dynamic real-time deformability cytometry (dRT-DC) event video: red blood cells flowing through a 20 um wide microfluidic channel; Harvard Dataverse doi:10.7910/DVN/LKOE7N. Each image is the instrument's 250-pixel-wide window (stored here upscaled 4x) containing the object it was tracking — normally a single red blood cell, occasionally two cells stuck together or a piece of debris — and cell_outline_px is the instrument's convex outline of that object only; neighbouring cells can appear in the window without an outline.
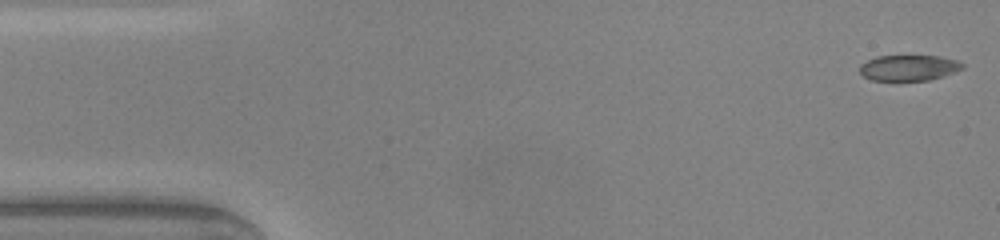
{"species": "common noctule bat (a hibernating species)", "species_latin": "Nyctalus noctula", "temperature_condition": "warm", "stored_images_in_passage": 47, "camera_frame_rate_fps": 3000, "um_per_image_px": 0.085, "animal": {"sex": "male", "body_mass_g": 20.0, "forearm_length_mm": 53.3}, "frame": {"image": 1, "passage_image": 1, "time_ms": 0.0, "image_size_px": [1000, 240], "cell_outline_px": [[964, 68], [944, 76], [928, 80], [872, 80], [864, 76], [860, 72], [860, 64], [876, 56], [940, 56], [956, 60], [964, 64]], "centroid_in_image_um": [77.26, 5.76], "position_along_channel_um": 7.7, "area_um2": 15.32}}
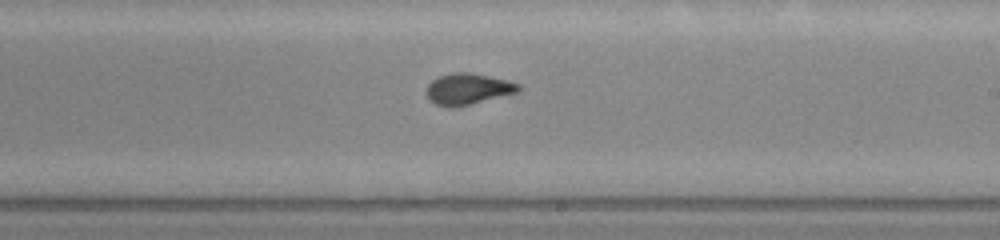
{"frame": {"image": 2, "passage_image": 27, "time_ms": 8.667, "image_size_px": [1000, 240], "cell_outline_px": [[520, 92], [468, 104], [448, 108], [436, 104], [424, 92], [428, 84], [436, 76], [452, 72], [468, 72], [508, 80], [520, 84]], "centroid_in_image_um": [39.75, 7.54], "position_along_channel_um": 249.2, "area_um2": 16.7}}
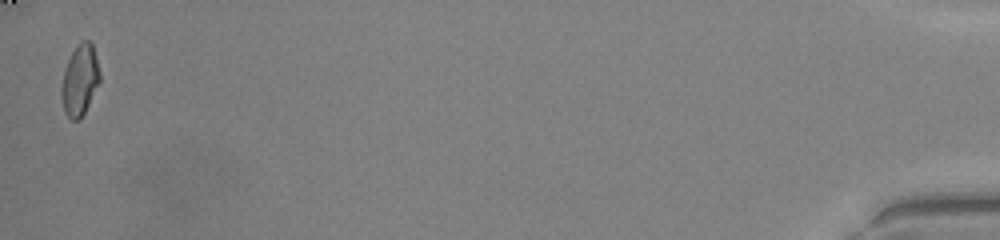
{"frame": {"image": 3, "passage_image": 47, "time_ms": 15.333, "image_size_px": [1000, 240], "cell_outline_px": [[100, 80], [80, 120], [72, 120], [64, 112], [60, 96], [60, 88], [64, 72], [68, 60], [72, 52], [80, 40], [88, 40], [92, 44], [100, 72]], "centroid_in_image_um": [6.76, 6.81], "position_along_channel_um": 428.4, "area_um2": 15.72}, "authors_computed_cell_mechanics": {"area_um2": 16.473, "velocity_mm_per_s": 4.2021, "shape_relaxation_time_tau1_ms": 7.4522, "shape_relaxation_time_tau2_ms": 0.912, "deformation_change_tau1": 0.2326, "deformation_change_tau2": 0.0454}}